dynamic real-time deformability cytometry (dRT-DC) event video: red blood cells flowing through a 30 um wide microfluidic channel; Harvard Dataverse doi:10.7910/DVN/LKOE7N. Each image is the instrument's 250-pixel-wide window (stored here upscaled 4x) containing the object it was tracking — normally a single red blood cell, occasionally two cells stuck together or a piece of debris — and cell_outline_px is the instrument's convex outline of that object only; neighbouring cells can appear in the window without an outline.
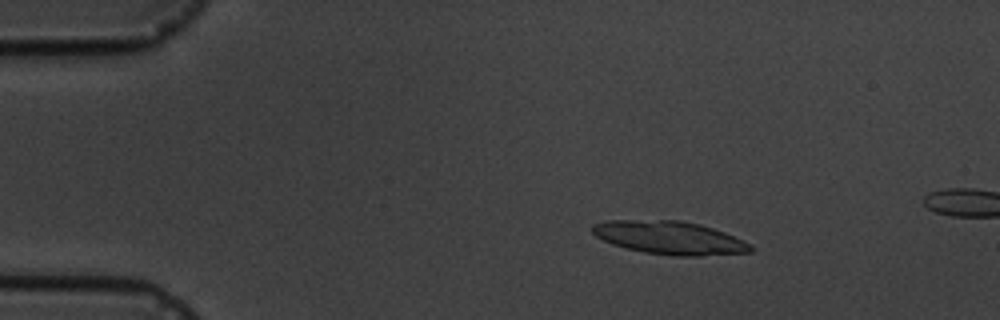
{"species": "common noctule bat (a hibernating species)", "species_latin": "Nyctalus noctula", "temperature_condition": "cold", "stored_images_in_passage": 5, "camera_frame_rate_fps": 3000, "um_per_image_px": 0.085, "animal": {"sex": "male", "body_mass_g": 19.5, "forearm_length_mm": 54.6}, "frame": {"image": 1, "passage_image": 3, "time_ms": 2.333, "image_size_px": [1000, 320], "cell_outline_px": [[756, 248], [752, 252], [700, 256], [672, 256], [644, 252], [624, 248], [612, 244], [596, 236], [592, 232], [592, 224], [604, 220], [680, 220], [700, 224], [724, 232], [744, 240], [752, 244]], "centroid_in_image_um": [56.94, 20.21], "position_along_channel_um": 28.1, "area_um2": 30.92}}